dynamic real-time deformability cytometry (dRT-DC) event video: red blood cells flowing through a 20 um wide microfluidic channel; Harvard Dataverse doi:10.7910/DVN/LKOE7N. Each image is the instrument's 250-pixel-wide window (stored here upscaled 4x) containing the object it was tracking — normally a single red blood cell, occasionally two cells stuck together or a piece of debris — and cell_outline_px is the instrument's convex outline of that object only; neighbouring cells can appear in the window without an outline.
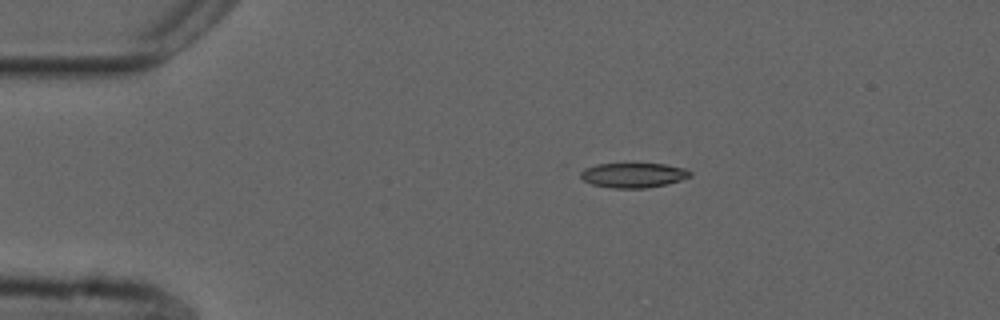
{"species": "common noctule bat (a hibernating species)", "species_latin": "Nyctalus noctula", "temperature_condition": "cold", "stored_images_in_passage": 9, "camera_frame_rate_fps": 3000, "um_per_image_px": 0.085, "animal": {"sex": "male", "forearm_length_mm": 52.5}, "frame": {"image": 1, "passage_image": 1, "time_ms": 0.0, "image_size_px": [1000, 320], "cell_outline_px": [[692, 176], [668, 184], [644, 188], [612, 188], [592, 184], [584, 180], [580, 176], [580, 172], [584, 168], [596, 164], [636, 160], [664, 164], [684, 168], [692, 172]], "centroid_in_image_um": [53.83, 14.83], "position_along_channel_um": 31.2, "area_um2": 16.76}}
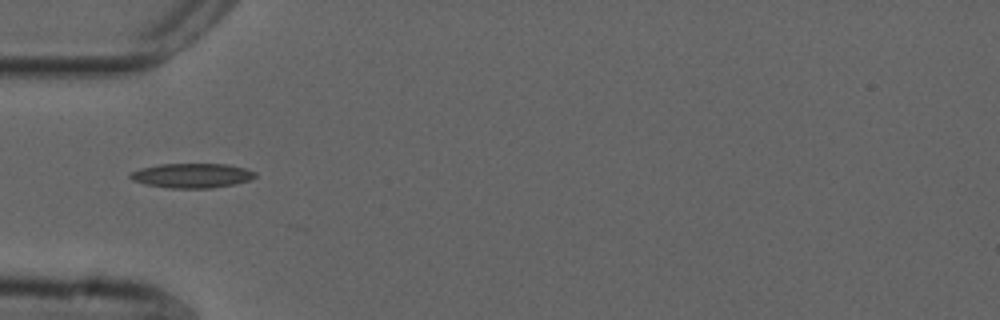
{"frame": {"image": 2, "passage_image": 8, "time_ms": 2.333, "image_size_px": [1000, 320], "cell_outline_px": [[256, 176], [248, 180], [236, 184], [212, 188], [168, 188], [144, 184], [132, 180], [128, 176], [132, 172], [140, 168], [160, 164], [228, 164], [244, 168], [256, 172]], "centroid_in_image_um": [16.3, 14.92], "position_along_channel_um": 68.7, "area_um2": 17.92}}